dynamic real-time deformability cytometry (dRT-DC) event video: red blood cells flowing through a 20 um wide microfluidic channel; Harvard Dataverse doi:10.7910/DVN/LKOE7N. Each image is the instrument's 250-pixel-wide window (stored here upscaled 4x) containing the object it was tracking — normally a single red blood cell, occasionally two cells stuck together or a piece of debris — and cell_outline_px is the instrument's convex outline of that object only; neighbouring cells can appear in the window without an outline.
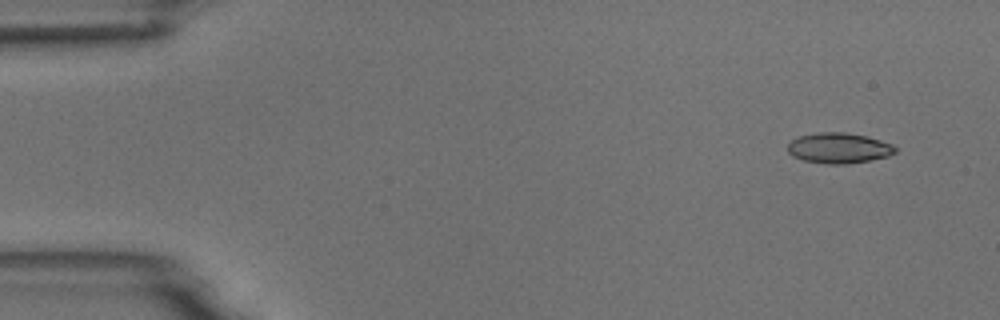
{"species": "common noctule bat (a hibernating species)", "species_latin": "Nyctalus noctula", "temperature_condition": "room temperature", "stored_images_in_passage": 4, "camera_frame_rate_fps": 3000, "um_per_image_px": 0.085, "animal": {"sex": "male", "body_mass_g": 18.8}, "frame": {"image": 1, "passage_image": 1, "time_ms": 0.0, "image_size_px": [1000, 320], "cell_outline_px": [[896, 152], [888, 156], [848, 164], [828, 164], [804, 160], [792, 156], [788, 152], [788, 144], [796, 136], [820, 132], [844, 132], [864, 136], [880, 140], [892, 144], [896, 148]], "centroid_in_image_um": [71.27, 12.58], "position_along_channel_um": 13.7, "area_um2": 19.02}}
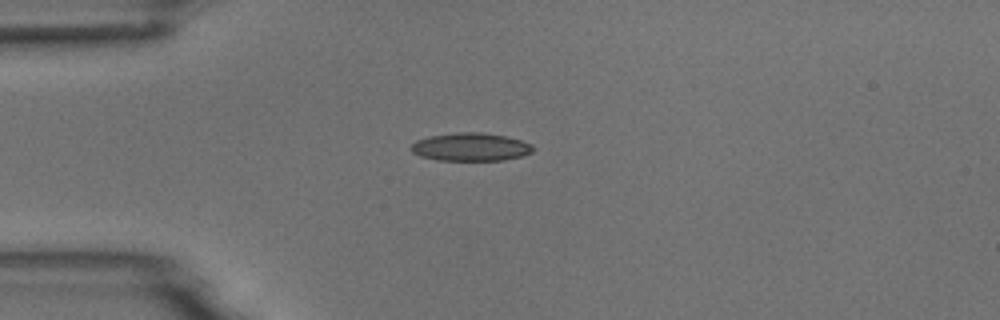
{"frame": {"image": 2, "passage_image": 4, "time_ms": 3.333, "image_size_px": [1000, 320], "cell_outline_px": [[536, 148], [532, 152], [520, 156], [504, 160], [436, 160], [420, 156], [412, 152], [412, 144], [416, 140], [428, 136], [460, 132], [480, 132], [504, 136], [520, 140], [532, 144]], "centroid_in_image_um": [40.01, 12.49], "position_along_channel_um": 45.0, "area_um2": 19.88}}